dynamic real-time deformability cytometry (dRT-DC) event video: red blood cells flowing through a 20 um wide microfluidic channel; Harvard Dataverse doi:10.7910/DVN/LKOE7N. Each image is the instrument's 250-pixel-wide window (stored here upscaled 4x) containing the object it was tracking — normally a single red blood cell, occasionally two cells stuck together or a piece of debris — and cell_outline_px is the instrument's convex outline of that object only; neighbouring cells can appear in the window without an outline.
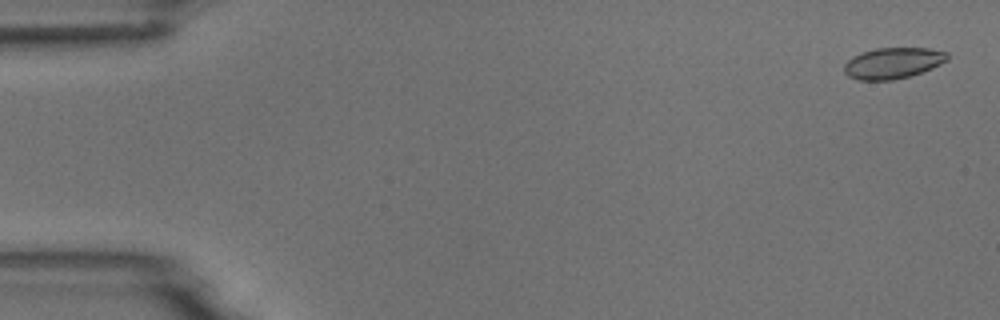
{"species": "common noctule bat (a hibernating species)", "species_latin": "Nyctalus noctula", "temperature_condition": "room temperature", "stored_images_in_passage": 5, "camera_frame_rate_fps": 3000, "um_per_image_px": 0.085, "animal": {"sex": "male", "body_mass_g": 18.8}, "frame": {"image": 1, "passage_image": 1, "time_ms": 0.0, "image_size_px": [1000, 320], "cell_outline_px": [[948, 60], [932, 68], [908, 76], [892, 80], [856, 80], [848, 76], [844, 72], [844, 64], [852, 56], [876, 48], [928, 48], [948, 52]], "centroid_in_image_um": [75.88, 5.36], "position_along_channel_um": 9.1, "area_um2": 18.61}}
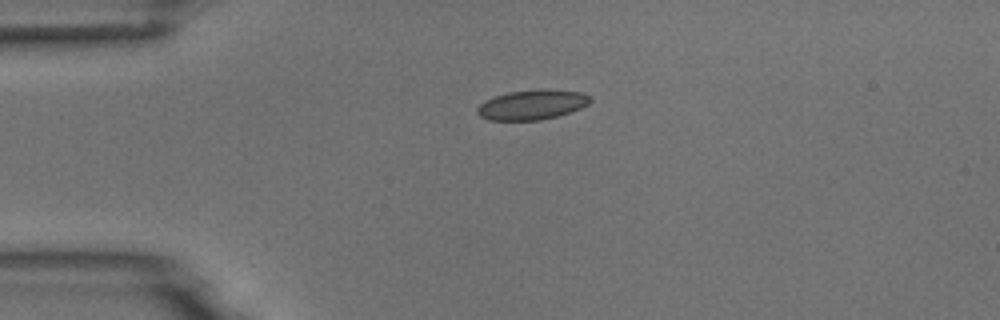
{"frame": {"image": 2, "passage_image": 4, "time_ms": 3.667, "image_size_px": [1000, 320], "cell_outline_px": [[592, 100], [588, 104], [580, 108], [556, 116], [540, 120], [488, 120], [480, 116], [476, 112], [476, 108], [480, 104], [496, 96], [508, 92], [540, 88], [580, 92], [592, 96]], "centroid_in_image_um": [45.23, 8.89], "position_along_channel_um": 39.8, "area_um2": 19.59}}